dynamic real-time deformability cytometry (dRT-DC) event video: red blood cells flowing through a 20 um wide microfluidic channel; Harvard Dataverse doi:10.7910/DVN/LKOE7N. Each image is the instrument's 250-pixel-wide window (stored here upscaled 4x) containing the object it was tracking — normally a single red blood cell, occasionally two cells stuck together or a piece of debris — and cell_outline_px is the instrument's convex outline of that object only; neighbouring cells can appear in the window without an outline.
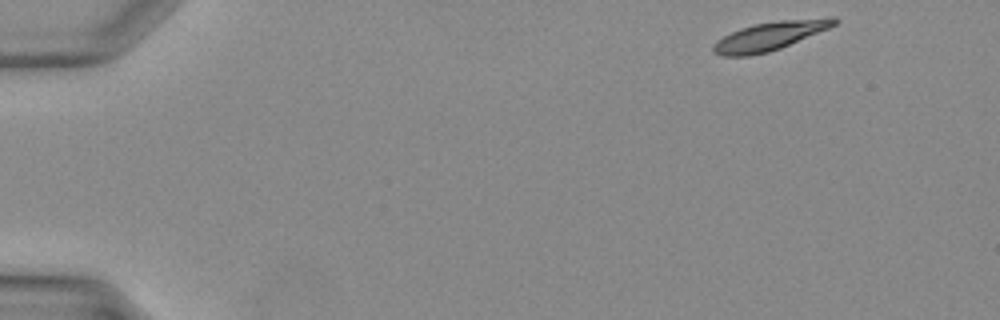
{"species": "Egyptian fruit bat (a non-hibernating species)", "species_latin": "Rousettus aegyptiacus", "temperature_condition": "warm", "stored_images_in_passage": 8, "camera_frame_rate_fps": 3000, "um_per_image_px": 0.085, "animal": {"sex": "female"}, "frame": {"image": 1, "passage_image": 1, "time_ms": 0.0, "image_size_px": [1000, 320], "cell_outline_px": [[840, 20], [836, 24], [828, 28], [780, 48], [768, 52], [748, 56], [720, 56], [712, 52], [712, 44], [716, 40], [740, 28], [756, 24], [780, 20], [832, 16], [836, 16]], "centroid_in_image_um": [65.43, 3.05], "position_along_channel_um": 19.6, "area_um2": 20.23}}